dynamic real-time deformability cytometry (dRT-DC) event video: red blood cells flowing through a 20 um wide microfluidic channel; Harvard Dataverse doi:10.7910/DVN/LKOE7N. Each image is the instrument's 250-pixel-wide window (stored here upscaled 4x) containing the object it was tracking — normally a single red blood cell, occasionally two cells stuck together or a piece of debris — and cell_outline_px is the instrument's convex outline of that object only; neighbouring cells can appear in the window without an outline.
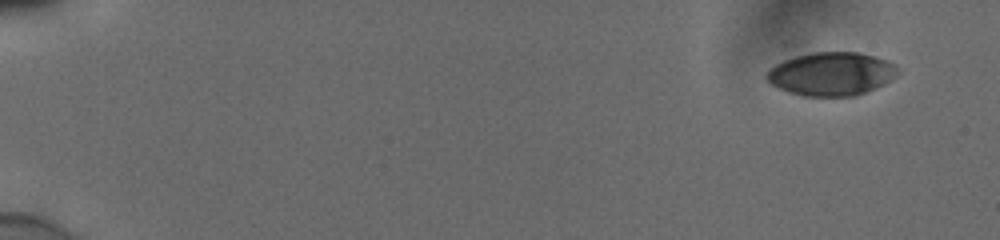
{"species": "human", "species_latin": "Homo sapiens", "temperature_condition": "cold", "stored_images_in_passage": 53, "camera_frame_rate_fps": 3000, "um_per_image_px": 0.085, "donor": {"sex": "male"}, "frame": {"image": 1, "passage_image": 1, "time_ms": 0.0, "image_size_px": [1000, 240], "cell_outline_px": [[900, 68], [896, 76], [892, 80], [876, 88], [856, 96], [804, 96], [788, 92], [772, 84], [764, 76], [776, 64], [784, 60], [796, 56], [812, 52], [856, 52], [888, 60], [896, 64]], "centroid_in_image_um": [70.72, 6.28], "position_along_channel_um": 14.3, "area_um2": 33.18}}
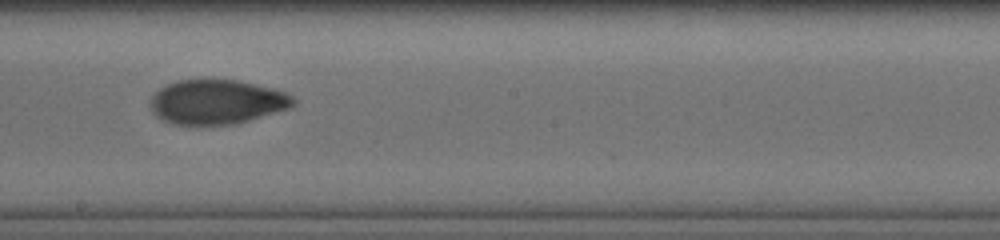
{"frame": {"image": 2, "passage_image": 31, "time_ms": 10.0, "image_size_px": [1000, 240], "cell_outline_px": [[296, 104], [288, 108], [248, 120], [232, 124], [172, 124], [156, 116], [152, 112], [152, 96], [160, 88], [176, 80], [236, 80], [256, 84], [272, 88], [284, 92], [292, 96], [296, 100]], "centroid_in_image_um": [18.43, 8.65], "position_along_channel_um": 229.8, "area_um2": 36.53}}
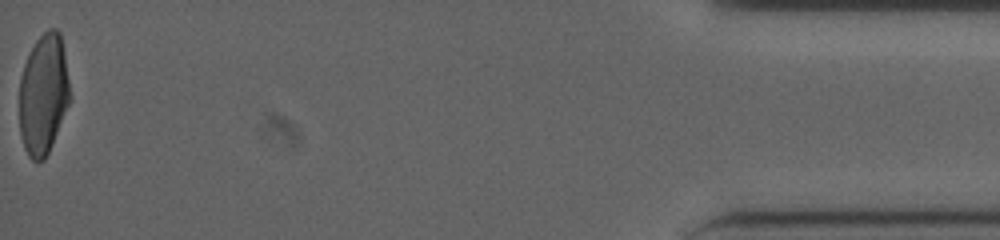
{"frame": {"image": 3, "passage_image": 53, "time_ms": 17.333, "image_size_px": [1000, 240], "cell_outline_px": [[68, 104], [48, 152], [44, 160], [36, 164], [28, 156], [24, 148], [20, 136], [20, 80], [24, 64], [36, 40], [48, 28], [56, 28], [60, 32], [64, 52], [68, 80]], "centroid_in_image_um": [3.66, 8.03], "position_along_channel_um": 431.5, "area_um2": 34.97}, "authors_computed_cell_mechanics": {"area_um2": 36.2406, "velocity_mm_per_s": 3.8693, "shape_relaxation_time_tau1_ms": 8.4141, "shape_relaxation_time_tau2_ms": 2.374, "deformation_change_tau1": 0.2513, "deformation_change_tau2": 0.0547}}